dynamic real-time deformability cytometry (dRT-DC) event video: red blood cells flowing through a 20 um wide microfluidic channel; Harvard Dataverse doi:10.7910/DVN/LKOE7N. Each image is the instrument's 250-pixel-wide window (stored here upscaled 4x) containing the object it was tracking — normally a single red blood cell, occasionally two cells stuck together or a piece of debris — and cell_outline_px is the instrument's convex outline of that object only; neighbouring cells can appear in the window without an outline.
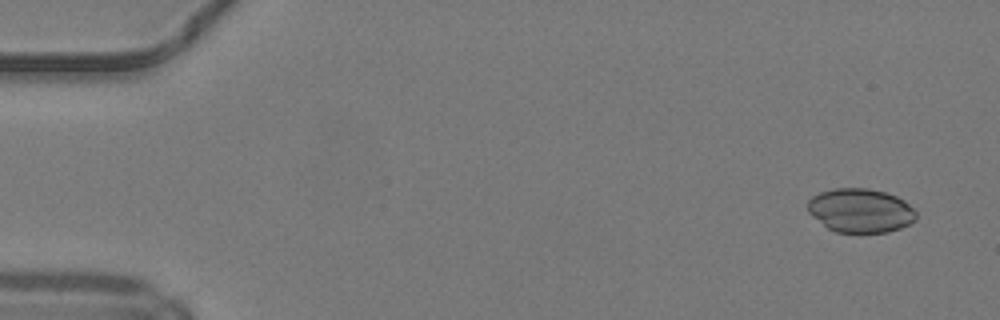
{"species": "common noctule bat (a hibernating species)", "species_latin": "Nyctalus noctula", "temperature_condition": "warm", "stored_images_in_passage": 16, "camera_frame_rate_fps": 3000, "um_per_image_px": 0.085, "animal": {"sex": "male", "body_mass_g": 19.2, "forearm_length_mm": 51.8}, "frame": {"image": 1, "passage_image": 3, "time_ms": 0.667, "image_size_px": [1000, 320], "cell_outline_px": [[916, 220], [900, 228], [888, 232], [836, 232], [828, 228], [812, 216], [808, 212], [808, 200], [812, 196], [820, 192], [832, 188], [868, 188], [884, 192], [896, 196], [904, 200], [916, 212]], "centroid_in_image_um": [73.12, 17.88], "position_along_channel_um": 11.9, "area_um2": 27.74}}
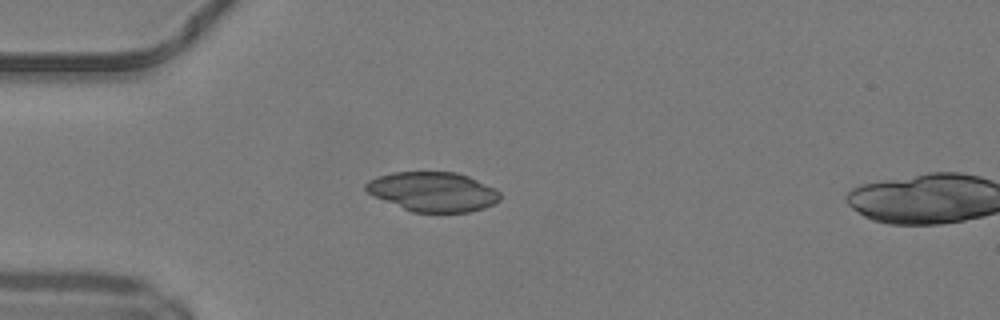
{"frame": {"image": 2, "passage_image": 14, "time_ms": 4.333, "image_size_px": [1000, 320], "cell_outline_px": [[500, 200], [484, 208], [468, 212], [412, 212], [384, 200], [368, 192], [364, 188], [364, 184], [368, 180], [376, 176], [392, 172], [456, 172], [468, 176], [496, 188], [500, 192]], "centroid_in_image_um": [36.81, 16.28], "position_along_channel_um": 48.2, "area_um2": 30.87}}